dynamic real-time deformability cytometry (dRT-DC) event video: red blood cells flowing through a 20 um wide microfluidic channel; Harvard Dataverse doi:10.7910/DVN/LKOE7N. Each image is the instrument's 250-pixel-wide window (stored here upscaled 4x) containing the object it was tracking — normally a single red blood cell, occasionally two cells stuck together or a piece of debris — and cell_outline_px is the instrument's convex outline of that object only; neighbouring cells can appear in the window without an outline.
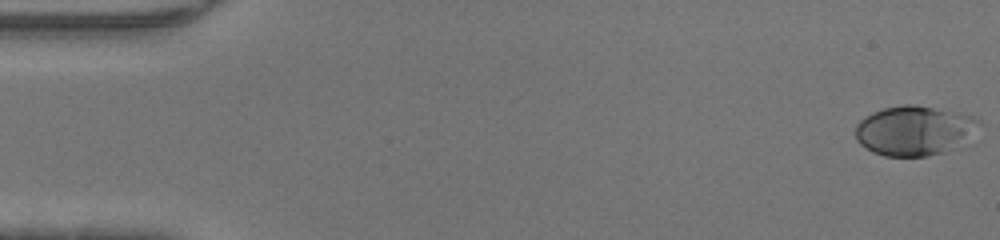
{"species": "human", "species_latin": "Homo sapiens", "temperature_condition": "warm", "stored_images_in_passage": 47, "camera_frame_rate_fps": 3000, "um_per_image_px": 0.085, "donor": {"sex": "male"}, "frame": {"image": 1, "passage_image": 1, "time_ms": 0.0, "image_size_px": [1000, 240], "cell_outline_px": [[980, 124], [976, 144], [972, 148], [928, 156], [884, 156], [872, 152], [860, 144], [856, 140], [856, 124], [864, 116], [872, 112], [884, 108], [904, 104], [916, 104], [960, 112], [972, 116], [980, 120]], "centroid_in_image_um": [77.92, 11.14], "position_along_channel_um": 7.1, "area_um2": 37.86}}
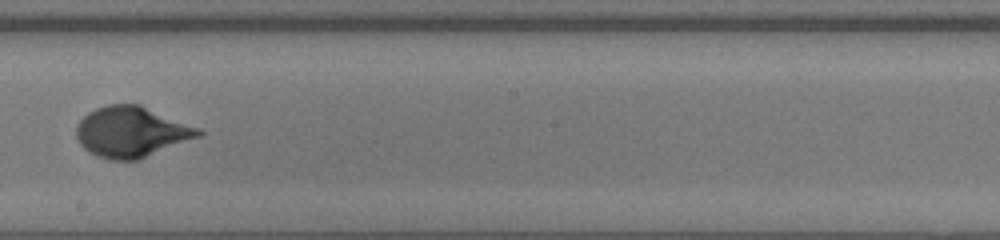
{"frame": {"image": 2, "passage_image": 27, "time_ms": 8.667, "image_size_px": [1000, 240], "cell_outline_px": [[204, 132], [200, 136], [140, 160], [112, 160], [100, 156], [84, 148], [80, 144], [76, 136], [76, 128], [80, 120], [88, 112], [96, 108], [108, 104], [140, 104], [200, 128]], "centroid_in_image_um": [11.19, 11.2], "position_along_channel_um": 237.0, "area_um2": 36.01}}
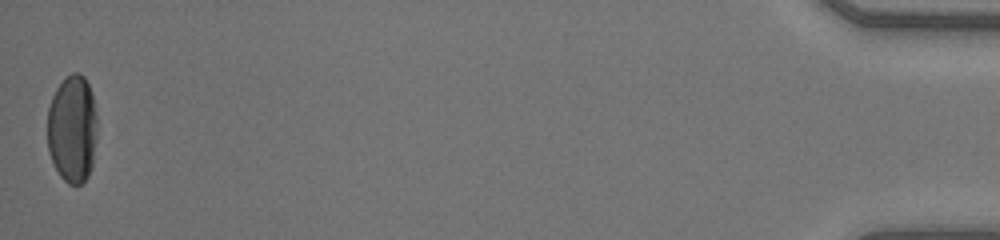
{"frame": {"image": 3, "passage_image": 47, "time_ms": 15.333, "image_size_px": [1000, 240], "cell_outline_px": [[96, 140], [92, 168], [88, 176], [80, 184], [68, 184], [60, 176], [48, 152], [48, 108], [52, 96], [56, 88], [72, 72], [80, 72], [84, 76], [92, 92], [96, 116]], "centroid_in_image_um": [6.16, 10.96], "position_along_channel_um": 429.0, "area_um2": 31.39}}